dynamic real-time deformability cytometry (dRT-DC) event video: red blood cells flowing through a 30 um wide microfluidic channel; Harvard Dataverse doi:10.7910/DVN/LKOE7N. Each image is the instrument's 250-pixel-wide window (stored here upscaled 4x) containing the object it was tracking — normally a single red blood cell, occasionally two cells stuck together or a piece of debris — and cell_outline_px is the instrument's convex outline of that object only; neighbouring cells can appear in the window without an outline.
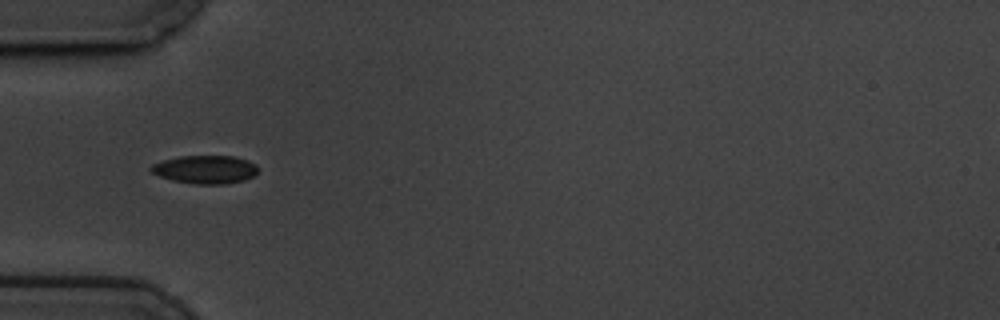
{"species": "common noctule bat (a hibernating species)", "species_latin": "Nyctalus noctula", "temperature_condition": "cold", "stored_images_in_passage": 9, "camera_frame_rate_fps": 3000, "um_per_image_px": 0.085, "animal": {"sex": "male", "body_mass_g": 19.5, "forearm_length_mm": 54.6}, "frame": {"image": 1, "passage_image": 4, "time_ms": 1.0, "image_size_px": [1000, 320], "cell_outline_px": [[256, 172], [252, 176], [244, 180], [224, 184], [196, 184], [172, 180], [160, 176], [152, 172], [148, 168], [152, 164], [164, 160], [180, 156], [232, 156], [248, 160], [256, 164]], "centroid_in_image_um": [17.42, 14.4], "position_along_channel_um": 67.6, "area_um2": 17.46}}
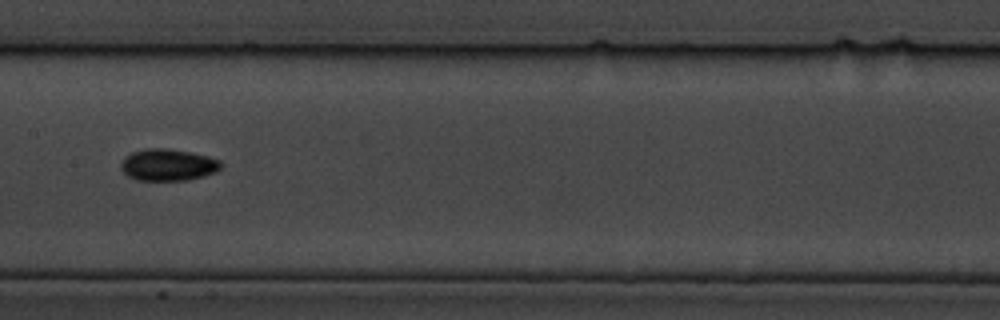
{"frame": {"image": 2, "passage_image": 7, "time_ms": 2.0, "image_size_px": [1000, 320], "cell_outline_px": [[224, 164], [216, 172], [204, 176], [188, 180], [136, 180], [128, 176], [120, 168], [120, 164], [124, 156], [132, 152], [144, 148], [168, 148], [208, 156], [220, 160]], "centroid_in_image_um": [14.27, 14.01], "position_along_channel_um": 193.1, "area_um2": 18.73}}
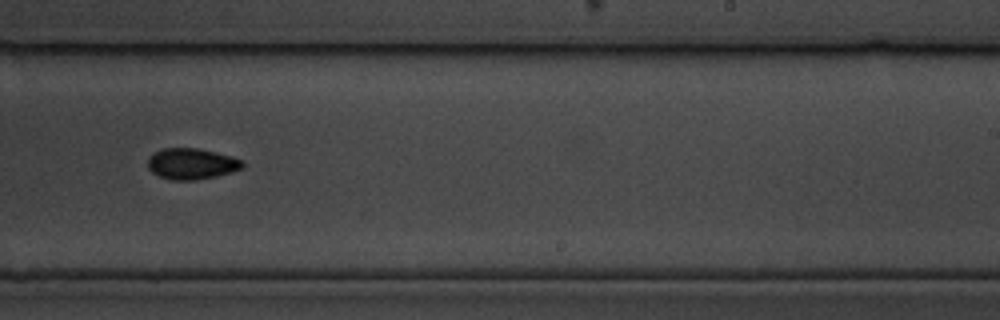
{"frame": {"image": 3, "passage_image": 9, "time_ms": 2.667, "image_size_px": [1000, 320], "cell_outline_px": [[244, 168], [232, 172], [216, 176], [196, 180], [172, 180], [160, 176], [152, 172], [148, 168], [148, 160], [160, 148], [200, 148], [232, 156], [244, 160]], "centroid_in_image_um": [16.34, 13.92], "position_along_channel_um": 272.7, "area_um2": 17.22}}